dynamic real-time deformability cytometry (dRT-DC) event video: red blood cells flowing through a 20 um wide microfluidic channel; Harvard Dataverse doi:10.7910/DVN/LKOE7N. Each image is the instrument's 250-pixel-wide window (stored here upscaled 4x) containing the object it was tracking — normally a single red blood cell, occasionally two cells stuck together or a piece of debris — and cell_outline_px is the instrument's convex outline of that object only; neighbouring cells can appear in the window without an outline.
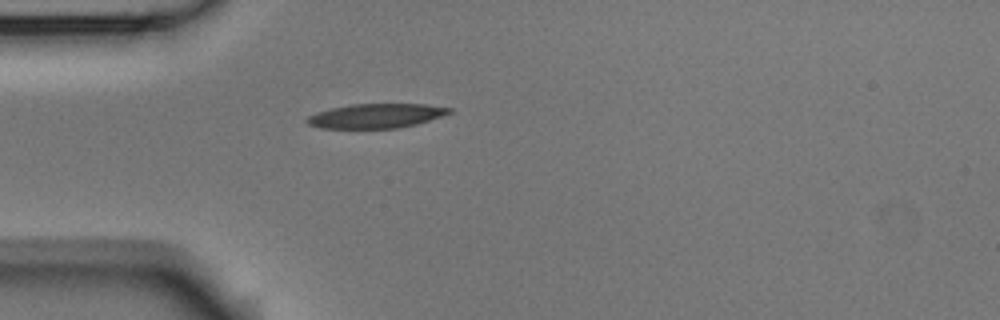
{"species": "Egyptian fruit bat (a non-hibernating species)", "species_latin": "Rousettus aegyptiacus", "temperature_condition": "room temperature", "stored_images_in_passage": 1, "camera_frame_rate_fps": 3000, "um_per_image_px": 0.085, "animal": {"sex": "male"}, "frame": {"image": 1, "passage_image": 1, "time_ms": 0.0, "image_size_px": [1000, 320], "cell_outline_px": [[452, 112], [416, 124], [396, 128], [320, 128], [308, 124], [304, 120], [308, 116], [316, 112], [332, 108], [352, 104], [424, 104], [452, 108]], "centroid_in_image_um": [31.92, 9.84], "position_along_channel_um": 53.1, "area_um2": 20.06}}